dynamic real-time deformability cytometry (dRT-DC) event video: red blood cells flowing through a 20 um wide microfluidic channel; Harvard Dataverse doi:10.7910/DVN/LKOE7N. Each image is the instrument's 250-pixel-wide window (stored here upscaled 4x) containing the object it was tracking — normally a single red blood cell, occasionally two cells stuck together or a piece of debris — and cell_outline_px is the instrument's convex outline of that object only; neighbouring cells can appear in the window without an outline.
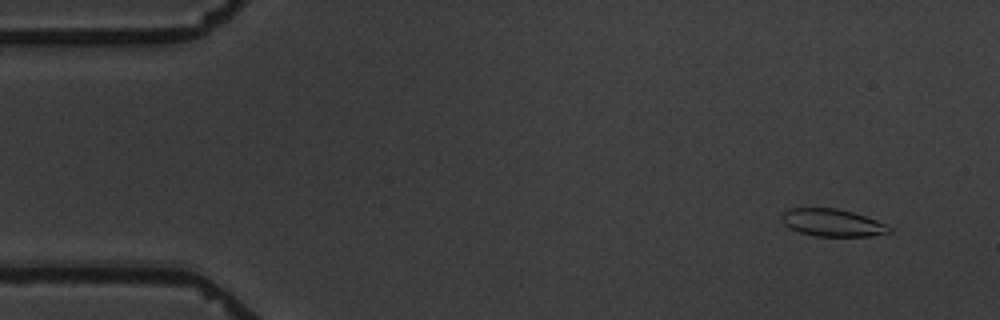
{"species": "common noctule bat (a hibernating species)", "species_latin": "Nyctalus noctula", "temperature_condition": "warm", "stored_images_in_passage": 5, "camera_frame_rate_fps": 3000, "um_per_image_px": 0.085, "animal": {"sex": "male", "body_mass_g": 19.5, "forearm_length_mm": 54.6}, "frame": {"image": 1, "passage_image": 2, "time_ms": 1.0, "image_size_px": [1000, 320], "cell_outline_px": [[892, 232], [872, 236], [816, 236], [800, 232], [784, 224], [780, 216], [788, 208], [836, 208], [852, 212], [876, 220], [892, 228]], "centroid_in_image_um": [70.75, 18.93], "position_along_channel_um": 14.2, "area_um2": 17.05}}